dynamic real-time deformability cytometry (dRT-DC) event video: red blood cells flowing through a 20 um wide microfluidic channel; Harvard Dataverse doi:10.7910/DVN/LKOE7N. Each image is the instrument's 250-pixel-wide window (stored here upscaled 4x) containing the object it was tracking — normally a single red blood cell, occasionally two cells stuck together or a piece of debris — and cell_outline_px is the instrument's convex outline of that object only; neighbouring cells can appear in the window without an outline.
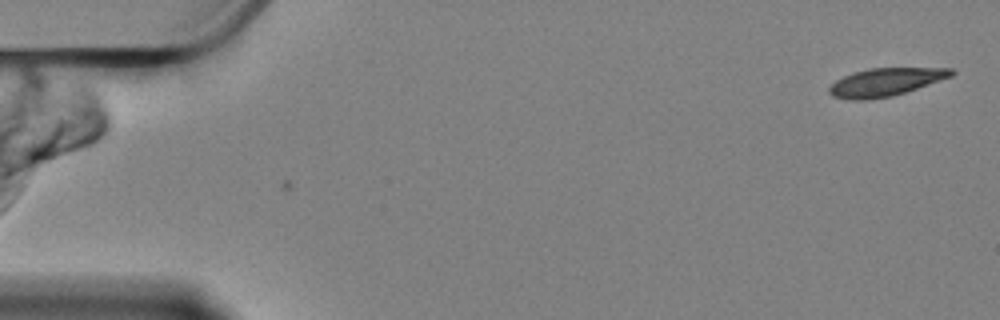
{"species": "Egyptian fruit bat (a non-hibernating species)", "species_latin": "Rousettus aegyptiacus", "temperature_condition": "cold", "stored_images_in_passage": 9, "camera_frame_rate_fps": 3000, "um_per_image_px": 0.085, "animal": {"sex": "female"}, "frame": {"image": 1, "passage_image": 9, "time_ms": 2.667, "image_size_px": [1000, 320], "cell_outline_px": [[956, 72], [952, 76], [892, 96], [864, 100], [852, 100], [832, 96], [828, 92], [828, 88], [836, 80], [852, 72], [872, 68], [952, 68]], "centroid_in_image_um": [75.24, 6.97], "position_along_channel_um": 9.8, "area_um2": 19.71}}